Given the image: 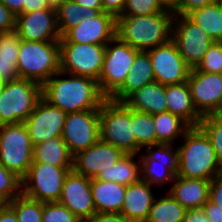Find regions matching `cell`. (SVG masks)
<instances>
[{
  "mask_svg": "<svg viewBox=\"0 0 222 222\" xmlns=\"http://www.w3.org/2000/svg\"><path fill=\"white\" fill-rule=\"evenodd\" d=\"M126 185L91 178V194L96 213H120Z\"/></svg>",
  "mask_w": 222,
  "mask_h": 222,
  "instance_id": "26",
  "label": "cell"
},
{
  "mask_svg": "<svg viewBox=\"0 0 222 222\" xmlns=\"http://www.w3.org/2000/svg\"><path fill=\"white\" fill-rule=\"evenodd\" d=\"M209 200L222 212V172L210 180Z\"/></svg>",
  "mask_w": 222,
  "mask_h": 222,
  "instance_id": "42",
  "label": "cell"
},
{
  "mask_svg": "<svg viewBox=\"0 0 222 222\" xmlns=\"http://www.w3.org/2000/svg\"><path fill=\"white\" fill-rule=\"evenodd\" d=\"M0 222H18L16 213L9 204L0 211Z\"/></svg>",
  "mask_w": 222,
  "mask_h": 222,
  "instance_id": "50",
  "label": "cell"
},
{
  "mask_svg": "<svg viewBox=\"0 0 222 222\" xmlns=\"http://www.w3.org/2000/svg\"><path fill=\"white\" fill-rule=\"evenodd\" d=\"M42 222H82L59 202L43 203Z\"/></svg>",
  "mask_w": 222,
  "mask_h": 222,
  "instance_id": "38",
  "label": "cell"
},
{
  "mask_svg": "<svg viewBox=\"0 0 222 222\" xmlns=\"http://www.w3.org/2000/svg\"><path fill=\"white\" fill-rule=\"evenodd\" d=\"M21 193V178L0 164V194L10 202Z\"/></svg>",
  "mask_w": 222,
  "mask_h": 222,
  "instance_id": "40",
  "label": "cell"
},
{
  "mask_svg": "<svg viewBox=\"0 0 222 222\" xmlns=\"http://www.w3.org/2000/svg\"><path fill=\"white\" fill-rule=\"evenodd\" d=\"M219 3H220V5H221V8H222V0H219Z\"/></svg>",
  "mask_w": 222,
  "mask_h": 222,
  "instance_id": "57",
  "label": "cell"
},
{
  "mask_svg": "<svg viewBox=\"0 0 222 222\" xmlns=\"http://www.w3.org/2000/svg\"><path fill=\"white\" fill-rule=\"evenodd\" d=\"M181 139L176 176L211 180L222 172L213 145L199 126L190 127Z\"/></svg>",
  "mask_w": 222,
  "mask_h": 222,
  "instance_id": "3",
  "label": "cell"
},
{
  "mask_svg": "<svg viewBox=\"0 0 222 222\" xmlns=\"http://www.w3.org/2000/svg\"><path fill=\"white\" fill-rule=\"evenodd\" d=\"M32 163H49L58 167H72L73 155L62 137L57 136L33 146Z\"/></svg>",
  "mask_w": 222,
  "mask_h": 222,
  "instance_id": "28",
  "label": "cell"
},
{
  "mask_svg": "<svg viewBox=\"0 0 222 222\" xmlns=\"http://www.w3.org/2000/svg\"><path fill=\"white\" fill-rule=\"evenodd\" d=\"M131 109L124 102L106 98L99 109L100 140L120 149L124 154H136Z\"/></svg>",
  "mask_w": 222,
  "mask_h": 222,
  "instance_id": "5",
  "label": "cell"
},
{
  "mask_svg": "<svg viewBox=\"0 0 222 222\" xmlns=\"http://www.w3.org/2000/svg\"><path fill=\"white\" fill-rule=\"evenodd\" d=\"M131 122L136 139V155L142 148L157 144L153 115L131 109Z\"/></svg>",
  "mask_w": 222,
  "mask_h": 222,
  "instance_id": "34",
  "label": "cell"
},
{
  "mask_svg": "<svg viewBox=\"0 0 222 222\" xmlns=\"http://www.w3.org/2000/svg\"><path fill=\"white\" fill-rule=\"evenodd\" d=\"M21 38L15 30L0 33V82L9 83L19 78L17 60Z\"/></svg>",
  "mask_w": 222,
  "mask_h": 222,
  "instance_id": "27",
  "label": "cell"
},
{
  "mask_svg": "<svg viewBox=\"0 0 222 222\" xmlns=\"http://www.w3.org/2000/svg\"><path fill=\"white\" fill-rule=\"evenodd\" d=\"M103 11L112 14L115 18L121 16L126 0H101Z\"/></svg>",
  "mask_w": 222,
  "mask_h": 222,
  "instance_id": "44",
  "label": "cell"
},
{
  "mask_svg": "<svg viewBox=\"0 0 222 222\" xmlns=\"http://www.w3.org/2000/svg\"><path fill=\"white\" fill-rule=\"evenodd\" d=\"M147 52L155 81L162 85H171L188 80L191 68L186 64L172 40Z\"/></svg>",
  "mask_w": 222,
  "mask_h": 222,
  "instance_id": "14",
  "label": "cell"
},
{
  "mask_svg": "<svg viewBox=\"0 0 222 222\" xmlns=\"http://www.w3.org/2000/svg\"><path fill=\"white\" fill-rule=\"evenodd\" d=\"M168 188V193L186 210L202 208L209 200L210 180L176 176Z\"/></svg>",
  "mask_w": 222,
  "mask_h": 222,
  "instance_id": "22",
  "label": "cell"
},
{
  "mask_svg": "<svg viewBox=\"0 0 222 222\" xmlns=\"http://www.w3.org/2000/svg\"><path fill=\"white\" fill-rule=\"evenodd\" d=\"M187 82L197 112L202 117L212 114L222 96V74L201 72L193 68Z\"/></svg>",
  "mask_w": 222,
  "mask_h": 222,
  "instance_id": "19",
  "label": "cell"
},
{
  "mask_svg": "<svg viewBox=\"0 0 222 222\" xmlns=\"http://www.w3.org/2000/svg\"><path fill=\"white\" fill-rule=\"evenodd\" d=\"M42 9H56V8L52 6L48 2V0H27V5H25V13Z\"/></svg>",
  "mask_w": 222,
  "mask_h": 222,
  "instance_id": "49",
  "label": "cell"
},
{
  "mask_svg": "<svg viewBox=\"0 0 222 222\" xmlns=\"http://www.w3.org/2000/svg\"><path fill=\"white\" fill-rule=\"evenodd\" d=\"M64 1H66V0H48V2L54 7H56L58 4H60Z\"/></svg>",
  "mask_w": 222,
  "mask_h": 222,
  "instance_id": "55",
  "label": "cell"
},
{
  "mask_svg": "<svg viewBox=\"0 0 222 222\" xmlns=\"http://www.w3.org/2000/svg\"><path fill=\"white\" fill-rule=\"evenodd\" d=\"M124 153L100 139L91 147L73 156L72 170L88 178H96L103 170H108Z\"/></svg>",
  "mask_w": 222,
  "mask_h": 222,
  "instance_id": "20",
  "label": "cell"
},
{
  "mask_svg": "<svg viewBox=\"0 0 222 222\" xmlns=\"http://www.w3.org/2000/svg\"><path fill=\"white\" fill-rule=\"evenodd\" d=\"M60 71L93 78L98 82L106 44L59 42Z\"/></svg>",
  "mask_w": 222,
  "mask_h": 222,
  "instance_id": "11",
  "label": "cell"
},
{
  "mask_svg": "<svg viewBox=\"0 0 222 222\" xmlns=\"http://www.w3.org/2000/svg\"><path fill=\"white\" fill-rule=\"evenodd\" d=\"M115 36L116 18L102 11L95 17L84 18L77 26L70 28L59 42L107 44Z\"/></svg>",
  "mask_w": 222,
  "mask_h": 222,
  "instance_id": "18",
  "label": "cell"
},
{
  "mask_svg": "<svg viewBox=\"0 0 222 222\" xmlns=\"http://www.w3.org/2000/svg\"><path fill=\"white\" fill-rule=\"evenodd\" d=\"M14 16L25 13V5L27 0H0Z\"/></svg>",
  "mask_w": 222,
  "mask_h": 222,
  "instance_id": "48",
  "label": "cell"
},
{
  "mask_svg": "<svg viewBox=\"0 0 222 222\" xmlns=\"http://www.w3.org/2000/svg\"><path fill=\"white\" fill-rule=\"evenodd\" d=\"M85 222H130L125 219L120 213H95L90 219Z\"/></svg>",
  "mask_w": 222,
  "mask_h": 222,
  "instance_id": "45",
  "label": "cell"
},
{
  "mask_svg": "<svg viewBox=\"0 0 222 222\" xmlns=\"http://www.w3.org/2000/svg\"><path fill=\"white\" fill-rule=\"evenodd\" d=\"M211 115L217 116V117H222V96H221L218 106L216 107V109L214 110V112Z\"/></svg>",
  "mask_w": 222,
  "mask_h": 222,
  "instance_id": "52",
  "label": "cell"
},
{
  "mask_svg": "<svg viewBox=\"0 0 222 222\" xmlns=\"http://www.w3.org/2000/svg\"><path fill=\"white\" fill-rule=\"evenodd\" d=\"M19 78L41 86L60 71L59 41L21 40L17 60Z\"/></svg>",
  "mask_w": 222,
  "mask_h": 222,
  "instance_id": "4",
  "label": "cell"
},
{
  "mask_svg": "<svg viewBox=\"0 0 222 222\" xmlns=\"http://www.w3.org/2000/svg\"><path fill=\"white\" fill-rule=\"evenodd\" d=\"M186 209L167 191L161 197H155L145 222H182Z\"/></svg>",
  "mask_w": 222,
  "mask_h": 222,
  "instance_id": "33",
  "label": "cell"
},
{
  "mask_svg": "<svg viewBox=\"0 0 222 222\" xmlns=\"http://www.w3.org/2000/svg\"><path fill=\"white\" fill-rule=\"evenodd\" d=\"M168 8H171L177 0H162Z\"/></svg>",
  "mask_w": 222,
  "mask_h": 222,
  "instance_id": "54",
  "label": "cell"
},
{
  "mask_svg": "<svg viewBox=\"0 0 222 222\" xmlns=\"http://www.w3.org/2000/svg\"><path fill=\"white\" fill-rule=\"evenodd\" d=\"M202 208L210 222H222V212L219 210V206L207 200Z\"/></svg>",
  "mask_w": 222,
  "mask_h": 222,
  "instance_id": "46",
  "label": "cell"
},
{
  "mask_svg": "<svg viewBox=\"0 0 222 222\" xmlns=\"http://www.w3.org/2000/svg\"><path fill=\"white\" fill-rule=\"evenodd\" d=\"M182 222H210L203 208L187 209Z\"/></svg>",
  "mask_w": 222,
  "mask_h": 222,
  "instance_id": "47",
  "label": "cell"
},
{
  "mask_svg": "<svg viewBox=\"0 0 222 222\" xmlns=\"http://www.w3.org/2000/svg\"><path fill=\"white\" fill-rule=\"evenodd\" d=\"M215 0H177L170 8L174 15H188L190 12L202 8Z\"/></svg>",
  "mask_w": 222,
  "mask_h": 222,
  "instance_id": "41",
  "label": "cell"
},
{
  "mask_svg": "<svg viewBox=\"0 0 222 222\" xmlns=\"http://www.w3.org/2000/svg\"><path fill=\"white\" fill-rule=\"evenodd\" d=\"M72 167L32 163L22 180V193L40 202H58L65 176Z\"/></svg>",
  "mask_w": 222,
  "mask_h": 222,
  "instance_id": "10",
  "label": "cell"
},
{
  "mask_svg": "<svg viewBox=\"0 0 222 222\" xmlns=\"http://www.w3.org/2000/svg\"><path fill=\"white\" fill-rule=\"evenodd\" d=\"M42 97V86L18 78L4 83L0 93V126L25 122Z\"/></svg>",
  "mask_w": 222,
  "mask_h": 222,
  "instance_id": "6",
  "label": "cell"
},
{
  "mask_svg": "<svg viewBox=\"0 0 222 222\" xmlns=\"http://www.w3.org/2000/svg\"><path fill=\"white\" fill-rule=\"evenodd\" d=\"M153 81L155 79L149 54L147 51H140L131 64L129 74L123 84L109 99L116 102H123L134 91Z\"/></svg>",
  "mask_w": 222,
  "mask_h": 222,
  "instance_id": "24",
  "label": "cell"
},
{
  "mask_svg": "<svg viewBox=\"0 0 222 222\" xmlns=\"http://www.w3.org/2000/svg\"><path fill=\"white\" fill-rule=\"evenodd\" d=\"M187 16L214 41L222 42V8L219 0L196 9Z\"/></svg>",
  "mask_w": 222,
  "mask_h": 222,
  "instance_id": "30",
  "label": "cell"
},
{
  "mask_svg": "<svg viewBox=\"0 0 222 222\" xmlns=\"http://www.w3.org/2000/svg\"><path fill=\"white\" fill-rule=\"evenodd\" d=\"M15 31L21 40L59 41L56 9H42L21 13L16 17Z\"/></svg>",
  "mask_w": 222,
  "mask_h": 222,
  "instance_id": "17",
  "label": "cell"
},
{
  "mask_svg": "<svg viewBox=\"0 0 222 222\" xmlns=\"http://www.w3.org/2000/svg\"><path fill=\"white\" fill-rule=\"evenodd\" d=\"M152 185L140 180L126 186L120 214L130 222H145L155 199Z\"/></svg>",
  "mask_w": 222,
  "mask_h": 222,
  "instance_id": "21",
  "label": "cell"
},
{
  "mask_svg": "<svg viewBox=\"0 0 222 222\" xmlns=\"http://www.w3.org/2000/svg\"><path fill=\"white\" fill-rule=\"evenodd\" d=\"M168 7L162 0H126L124 11L126 15H150L166 11Z\"/></svg>",
  "mask_w": 222,
  "mask_h": 222,
  "instance_id": "37",
  "label": "cell"
},
{
  "mask_svg": "<svg viewBox=\"0 0 222 222\" xmlns=\"http://www.w3.org/2000/svg\"><path fill=\"white\" fill-rule=\"evenodd\" d=\"M153 120L157 134V144H174L190 128L183 119L170 112L154 114Z\"/></svg>",
  "mask_w": 222,
  "mask_h": 222,
  "instance_id": "31",
  "label": "cell"
},
{
  "mask_svg": "<svg viewBox=\"0 0 222 222\" xmlns=\"http://www.w3.org/2000/svg\"><path fill=\"white\" fill-rule=\"evenodd\" d=\"M9 205L14 209L18 222H42L43 202L21 193Z\"/></svg>",
  "mask_w": 222,
  "mask_h": 222,
  "instance_id": "35",
  "label": "cell"
},
{
  "mask_svg": "<svg viewBox=\"0 0 222 222\" xmlns=\"http://www.w3.org/2000/svg\"><path fill=\"white\" fill-rule=\"evenodd\" d=\"M58 30L61 37L70 29L77 26L84 18L95 17L103 9L84 8L73 0H66L56 7Z\"/></svg>",
  "mask_w": 222,
  "mask_h": 222,
  "instance_id": "32",
  "label": "cell"
},
{
  "mask_svg": "<svg viewBox=\"0 0 222 222\" xmlns=\"http://www.w3.org/2000/svg\"><path fill=\"white\" fill-rule=\"evenodd\" d=\"M42 97L66 113L100 109L106 99L93 78L63 71H58L42 85Z\"/></svg>",
  "mask_w": 222,
  "mask_h": 222,
  "instance_id": "1",
  "label": "cell"
},
{
  "mask_svg": "<svg viewBox=\"0 0 222 222\" xmlns=\"http://www.w3.org/2000/svg\"><path fill=\"white\" fill-rule=\"evenodd\" d=\"M140 51L117 36L106 44L105 57L98 79L101 93L109 98L124 82L131 64Z\"/></svg>",
  "mask_w": 222,
  "mask_h": 222,
  "instance_id": "8",
  "label": "cell"
},
{
  "mask_svg": "<svg viewBox=\"0 0 222 222\" xmlns=\"http://www.w3.org/2000/svg\"><path fill=\"white\" fill-rule=\"evenodd\" d=\"M96 178L126 186L139 182L141 180L139 155L124 154L111 168L101 171Z\"/></svg>",
  "mask_w": 222,
  "mask_h": 222,
  "instance_id": "29",
  "label": "cell"
},
{
  "mask_svg": "<svg viewBox=\"0 0 222 222\" xmlns=\"http://www.w3.org/2000/svg\"><path fill=\"white\" fill-rule=\"evenodd\" d=\"M16 16L0 1V33L15 30Z\"/></svg>",
  "mask_w": 222,
  "mask_h": 222,
  "instance_id": "43",
  "label": "cell"
},
{
  "mask_svg": "<svg viewBox=\"0 0 222 222\" xmlns=\"http://www.w3.org/2000/svg\"><path fill=\"white\" fill-rule=\"evenodd\" d=\"M67 113L41 97L24 124L32 146L61 136Z\"/></svg>",
  "mask_w": 222,
  "mask_h": 222,
  "instance_id": "15",
  "label": "cell"
},
{
  "mask_svg": "<svg viewBox=\"0 0 222 222\" xmlns=\"http://www.w3.org/2000/svg\"><path fill=\"white\" fill-rule=\"evenodd\" d=\"M173 18L170 8L150 15L118 16L116 36L139 51H147L171 40Z\"/></svg>",
  "mask_w": 222,
  "mask_h": 222,
  "instance_id": "2",
  "label": "cell"
},
{
  "mask_svg": "<svg viewBox=\"0 0 222 222\" xmlns=\"http://www.w3.org/2000/svg\"><path fill=\"white\" fill-rule=\"evenodd\" d=\"M208 136L222 166V117L203 116L198 125Z\"/></svg>",
  "mask_w": 222,
  "mask_h": 222,
  "instance_id": "36",
  "label": "cell"
},
{
  "mask_svg": "<svg viewBox=\"0 0 222 222\" xmlns=\"http://www.w3.org/2000/svg\"><path fill=\"white\" fill-rule=\"evenodd\" d=\"M58 202L82 222L90 219L96 213L91 194V178L70 170L65 176Z\"/></svg>",
  "mask_w": 222,
  "mask_h": 222,
  "instance_id": "16",
  "label": "cell"
},
{
  "mask_svg": "<svg viewBox=\"0 0 222 222\" xmlns=\"http://www.w3.org/2000/svg\"><path fill=\"white\" fill-rule=\"evenodd\" d=\"M167 112L180 117L190 127L198 126L202 116L197 112L188 82L165 85Z\"/></svg>",
  "mask_w": 222,
  "mask_h": 222,
  "instance_id": "23",
  "label": "cell"
},
{
  "mask_svg": "<svg viewBox=\"0 0 222 222\" xmlns=\"http://www.w3.org/2000/svg\"><path fill=\"white\" fill-rule=\"evenodd\" d=\"M176 144L149 145L139 152L141 180L160 188L173 182L178 172ZM175 148H174V147Z\"/></svg>",
  "mask_w": 222,
  "mask_h": 222,
  "instance_id": "9",
  "label": "cell"
},
{
  "mask_svg": "<svg viewBox=\"0 0 222 222\" xmlns=\"http://www.w3.org/2000/svg\"><path fill=\"white\" fill-rule=\"evenodd\" d=\"M3 84H4V83H1V82H0V93H1L2 88H3Z\"/></svg>",
  "mask_w": 222,
  "mask_h": 222,
  "instance_id": "56",
  "label": "cell"
},
{
  "mask_svg": "<svg viewBox=\"0 0 222 222\" xmlns=\"http://www.w3.org/2000/svg\"><path fill=\"white\" fill-rule=\"evenodd\" d=\"M70 153L86 150L99 139V109L67 113L61 135Z\"/></svg>",
  "mask_w": 222,
  "mask_h": 222,
  "instance_id": "13",
  "label": "cell"
},
{
  "mask_svg": "<svg viewBox=\"0 0 222 222\" xmlns=\"http://www.w3.org/2000/svg\"><path fill=\"white\" fill-rule=\"evenodd\" d=\"M33 162V146L24 122L0 126V164L23 178Z\"/></svg>",
  "mask_w": 222,
  "mask_h": 222,
  "instance_id": "7",
  "label": "cell"
},
{
  "mask_svg": "<svg viewBox=\"0 0 222 222\" xmlns=\"http://www.w3.org/2000/svg\"><path fill=\"white\" fill-rule=\"evenodd\" d=\"M195 69L206 73L222 74V42L214 41Z\"/></svg>",
  "mask_w": 222,
  "mask_h": 222,
  "instance_id": "39",
  "label": "cell"
},
{
  "mask_svg": "<svg viewBox=\"0 0 222 222\" xmlns=\"http://www.w3.org/2000/svg\"><path fill=\"white\" fill-rule=\"evenodd\" d=\"M130 109L151 115L167 112L165 85L153 81L134 91L123 101Z\"/></svg>",
  "mask_w": 222,
  "mask_h": 222,
  "instance_id": "25",
  "label": "cell"
},
{
  "mask_svg": "<svg viewBox=\"0 0 222 222\" xmlns=\"http://www.w3.org/2000/svg\"><path fill=\"white\" fill-rule=\"evenodd\" d=\"M9 204V201L0 194V211L3 210L7 205Z\"/></svg>",
  "mask_w": 222,
  "mask_h": 222,
  "instance_id": "53",
  "label": "cell"
},
{
  "mask_svg": "<svg viewBox=\"0 0 222 222\" xmlns=\"http://www.w3.org/2000/svg\"><path fill=\"white\" fill-rule=\"evenodd\" d=\"M171 40L191 68H196L214 40L187 15H174Z\"/></svg>",
  "mask_w": 222,
  "mask_h": 222,
  "instance_id": "12",
  "label": "cell"
},
{
  "mask_svg": "<svg viewBox=\"0 0 222 222\" xmlns=\"http://www.w3.org/2000/svg\"><path fill=\"white\" fill-rule=\"evenodd\" d=\"M82 7L92 9H103L101 0H73Z\"/></svg>",
  "mask_w": 222,
  "mask_h": 222,
  "instance_id": "51",
  "label": "cell"
}]
</instances>
